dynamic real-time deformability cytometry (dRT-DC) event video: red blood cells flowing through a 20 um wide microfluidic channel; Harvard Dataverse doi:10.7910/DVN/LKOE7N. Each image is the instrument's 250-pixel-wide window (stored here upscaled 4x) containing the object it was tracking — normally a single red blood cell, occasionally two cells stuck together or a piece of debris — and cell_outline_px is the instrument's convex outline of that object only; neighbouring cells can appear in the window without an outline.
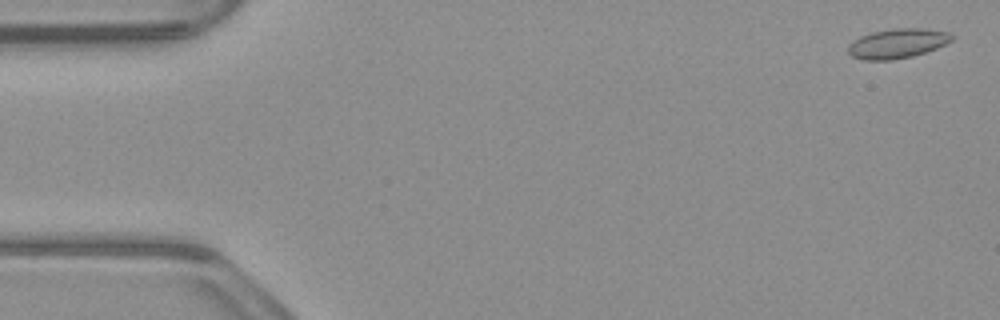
{"species": "common noctule bat (a hibernating species)", "species_latin": "Nyctalus noctula", "temperature_condition": "warm", "stored_images_in_passage": 53, "camera_frame_rate_fps": 3000, "um_per_image_px": 0.085, "animal": {"sex": "male", "body_mass_g": 23.1, "forearm_length_mm": 52.7}, "frame": {"image": 1, "passage_image": 2, "time_ms": 0.333, "image_size_px": [1000, 320], "cell_outline_px": [[956, 36], [952, 40], [936, 48], [912, 56], [892, 60], [864, 60], [852, 56], [848, 52], [848, 44], [860, 36], [872, 32], [896, 28], [928, 28], [948, 32]], "centroid_in_image_um": [76.29, 3.68], "position_along_channel_um": 8.7, "area_um2": 17.92}}
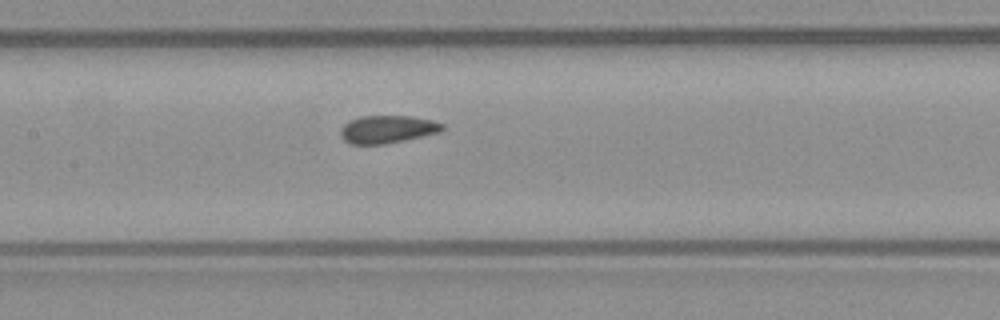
{"frame": {"image": 2, "passage_image": 25, "time_ms": 8.0, "image_size_px": [1000, 320], "cell_outline_px": [[444, 128], [440, 132], [404, 140], [384, 144], [348, 144], [340, 136], [340, 128], [348, 120], [360, 116], [412, 116], [432, 120], [444, 124]], "centroid_in_image_um": [32.89, 10.98], "position_along_channel_um": 174.5, "area_um2": 16.59}}
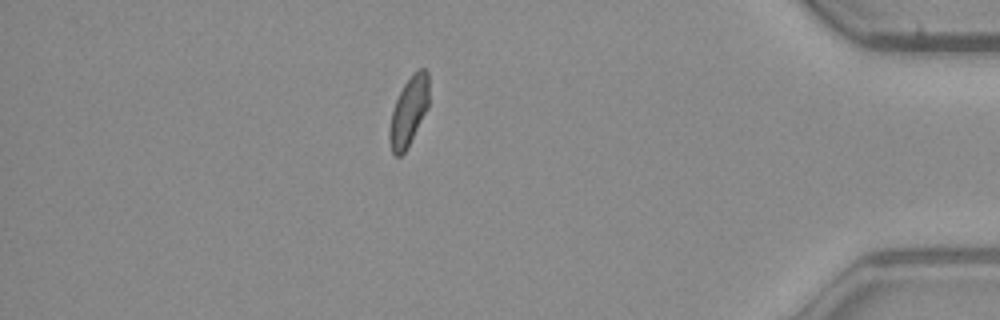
{"frame": {"image": 3, "passage_image": 46, "time_ms": 15.0, "image_size_px": [1000, 320], "cell_outline_px": [[428, 108], [408, 148], [400, 156], [396, 156], [392, 152], [388, 140], [388, 132], [392, 112], [396, 100], [404, 84], [420, 68], [424, 68], [428, 72]], "centroid_in_image_um": [34.73, 9.52], "position_along_channel_um": 400.5, "area_um2": 15.78}, "authors_computed_cell_mechanics": {"area_um2": 16.7042, "velocity_mm_per_s": 3.9004, "shape_relaxation_time_tau1_ms": null, "shape_relaxation_time_tau2_ms": 1.3097, "deformation_change_tau1": null, "deformation_change_tau2": 0.069}}